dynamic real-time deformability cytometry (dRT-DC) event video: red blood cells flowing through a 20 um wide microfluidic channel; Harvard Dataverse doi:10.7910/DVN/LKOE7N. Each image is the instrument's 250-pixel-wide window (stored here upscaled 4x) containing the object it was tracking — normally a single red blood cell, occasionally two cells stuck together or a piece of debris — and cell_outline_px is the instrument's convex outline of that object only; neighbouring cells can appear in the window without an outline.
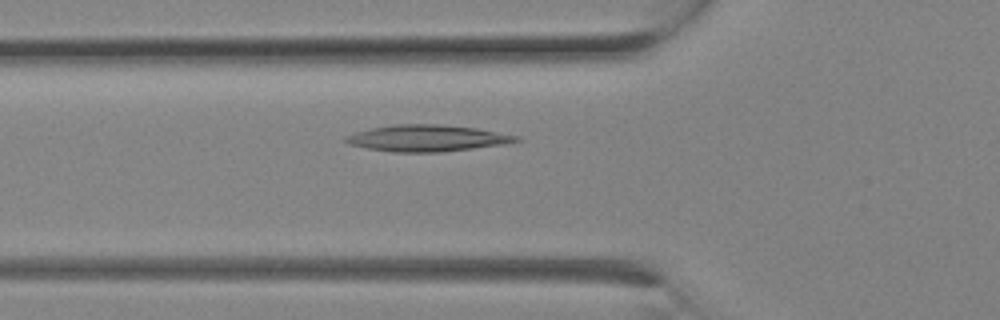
{"species": "Egyptian fruit bat (a non-hibernating species)", "species_latin": "Rousettus aegyptiacus", "temperature_condition": "room temperature", "stored_images_in_passage": 19, "camera_frame_rate_fps": 3000, "um_per_image_px": 0.085, "animal": {"sex": "female"}, "frame": {"image": 1, "passage_image": 3, "time_ms": 0.667, "image_size_px": [1000, 320], "cell_outline_px": [[524, 140], [500, 144], [472, 148], [440, 152], [392, 152], [368, 148], [348, 144], [344, 140], [344, 136], [356, 132], [372, 128], [396, 124], [440, 124], [476, 128], [520, 136]], "centroid_in_image_um": [36.29, 11.74], "position_along_channel_um": 89.5, "area_um2": 26.13}}
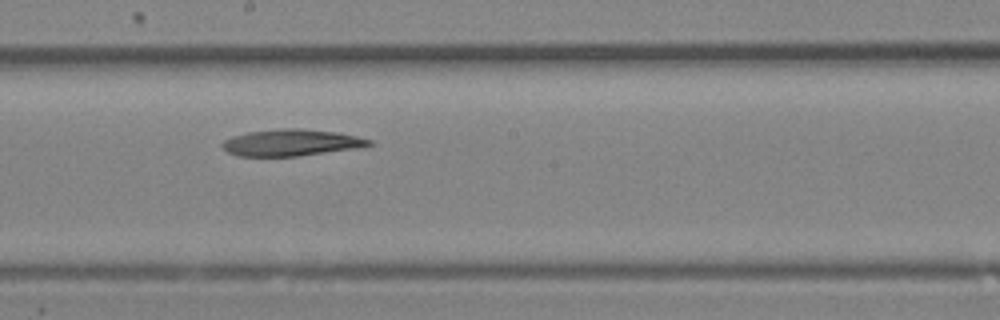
{"frame": {"image": 2, "passage_image": 8, "time_ms": 2.333, "image_size_px": [1000, 320], "cell_outline_px": [[376, 144], [364, 148], [296, 156], [240, 156], [228, 152], [220, 144], [224, 140], [232, 136], [248, 132], [284, 128], [300, 128], [336, 132], [356, 136], [372, 140]], "centroid_in_image_um": [24.83, 12.12], "position_along_channel_um": 223.4, "area_um2": 22.95}}
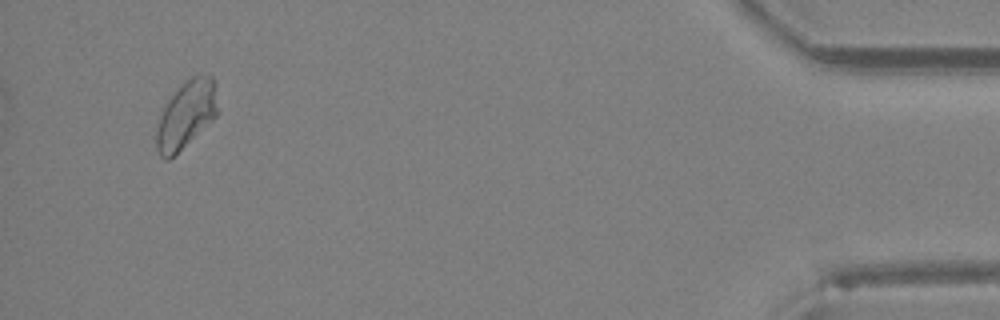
{"frame": {"image": 3, "passage_image": 18, "time_ms": 5.667, "image_size_px": [1000, 320], "cell_outline_px": [[220, 112], [212, 120], [168, 160], [164, 160], [160, 156], [156, 148], [156, 132], [160, 116], [164, 104], [192, 76], [200, 72], [212, 76], [216, 84]], "centroid_in_image_um": [15.87, 9.71], "position_along_channel_um": 419.3, "area_um2": 23.99}}